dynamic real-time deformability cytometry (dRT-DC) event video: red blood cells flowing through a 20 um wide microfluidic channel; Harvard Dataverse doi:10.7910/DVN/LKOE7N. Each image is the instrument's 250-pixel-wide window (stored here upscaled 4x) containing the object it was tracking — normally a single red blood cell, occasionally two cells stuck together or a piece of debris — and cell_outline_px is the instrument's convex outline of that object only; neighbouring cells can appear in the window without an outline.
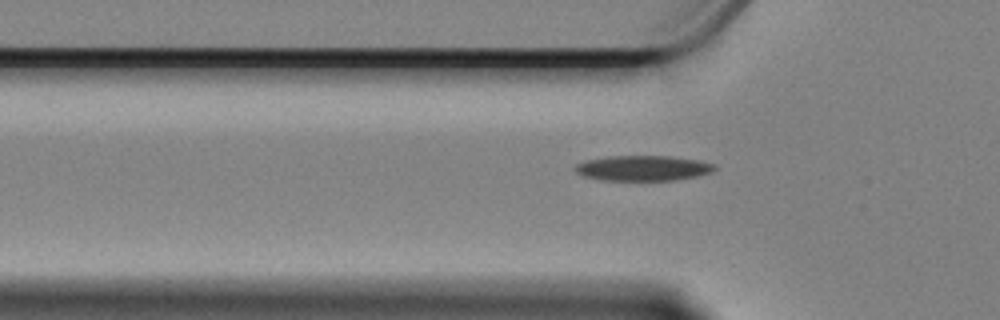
{"species": "Egyptian fruit bat (a non-hibernating species)", "species_latin": "Rousettus aegyptiacus", "temperature_condition": "cold", "stored_images_in_passage": 37, "camera_frame_rate_fps": 3000, "um_per_image_px": 0.085, "animal": {"sex": "female"}, "frame": {"image": 1, "passage_image": 4, "time_ms": 1.0, "image_size_px": [1000, 320], "cell_outline_px": [[716, 168], [712, 172], [696, 176], [672, 180], [600, 180], [584, 176], [576, 172], [572, 168], [576, 164], [584, 160], [608, 156], [668, 156], [696, 160], [716, 164]], "centroid_in_image_um": [54.6, 14.29], "position_along_channel_um": 71.2, "area_um2": 20.52}}
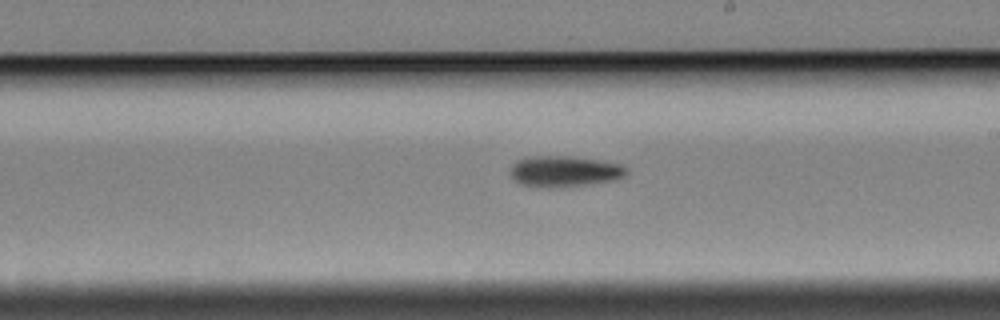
{"frame": {"image": 2, "passage_image": 19, "time_ms": 6.0, "image_size_px": [1000, 320], "cell_outline_px": [[628, 172], [624, 176], [612, 180], [584, 184], [548, 188], [532, 188], [520, 184], [512, 176], [512, 164], [516, 160], [528, 156], [572, 156], [600, 160], [620, 164], [628, 168]], "centroid_in_image_um": [47.94, 14.55], "position_along_channel_um": 241.1, "area_um2": 20.98}}
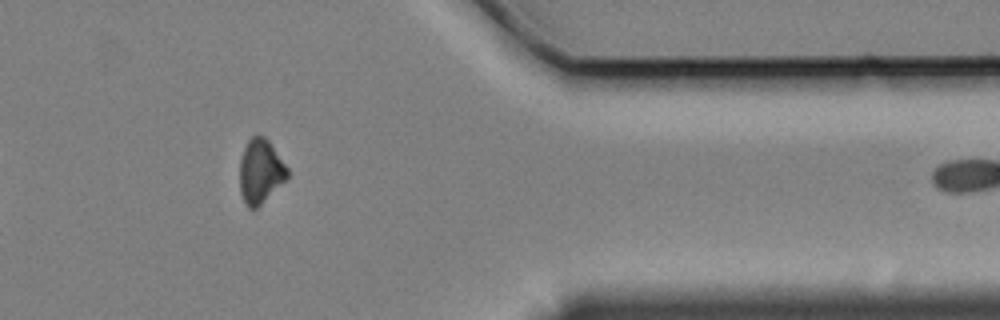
{"frame": {"image": 3, "passage_image": 34, "time_ms": 11.0, "image_size_px": [1000, 320], "cell_outline_px": [[288, 176], [256, 208], [248, 208], [240, 192], [240, 160], [244, 148], [248, 140], [256, 132], [264, 136], [268, 140], [288, 168]], "centroid_in_image_um": [22.11, 14.51], "position_along_channel_um": 389.3, "area_um2": 17.51}}